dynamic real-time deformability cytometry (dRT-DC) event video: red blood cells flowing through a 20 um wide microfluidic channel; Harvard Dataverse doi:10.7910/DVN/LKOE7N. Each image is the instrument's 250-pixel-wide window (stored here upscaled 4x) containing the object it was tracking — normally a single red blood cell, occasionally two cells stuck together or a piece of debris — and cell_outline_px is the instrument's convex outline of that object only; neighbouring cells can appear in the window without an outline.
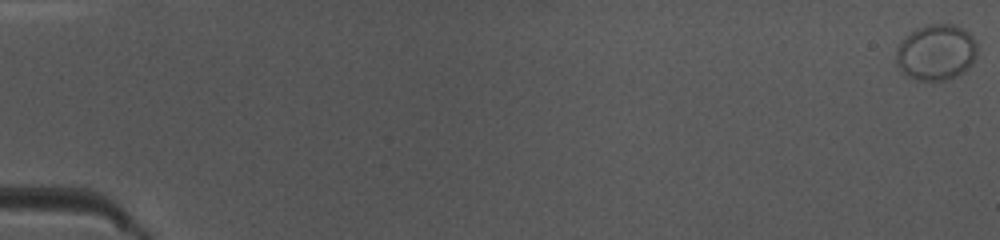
{"species": "common noctule bat (a hibernating species)", "species_latin": "Nyctalus noctula", "temperature_condition": "warm", "stored_images_in_passage": 50, "camera_frame_rate_fps": 3000, "um_per_image_px": 0.085, "animal": {"sex": "female", "body_mass_g": 10.0, "forearm_length_mm": 53.1}, "frame": {"image": 1, "passage_image": 1, "time_ms": 0.0, "image_size_px": [1000, 240], "cell_outline_px": [[976, 56], [972, 64], [964, 72], [956, 76], [944, 80], [912, 80], [896, 64], [896, 48], [900, 40], [904, 36], [916, 28], [928, 24], [952, 24], [964, 28], [972, 36], [976, 44]], "centroid_in_image_um": [79.55, 4.44], "position_along_channel_um": 5.5, "area_um2": 26.7}}
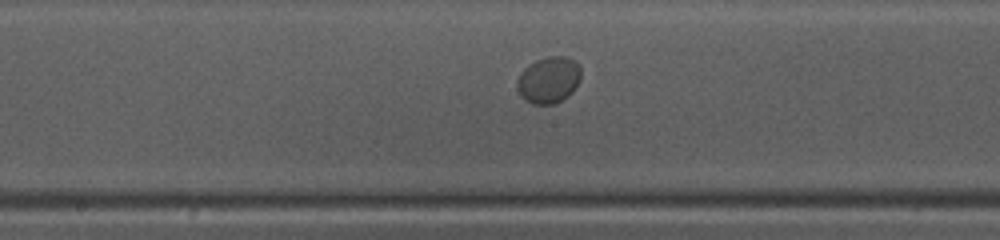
{"frame": {"image": 2, "passage_image": 27, "time_ms": 8.667, "image_size_px": [1000, 240], "cell_outline_px": [[580, 80], [572, 92], [568, 96], [552, 104], [532, 104], [524, 100], [520, 96], [516, 88], [516, 80], [520, 72], [528, 64], [536, 60], [548, 56], [568, 56], [576, 60], [580, 64]], "centroid_in_image_um": [46.62, 6.77], "position_along_channel_um": 201.6, "area_um2": 17.69}}
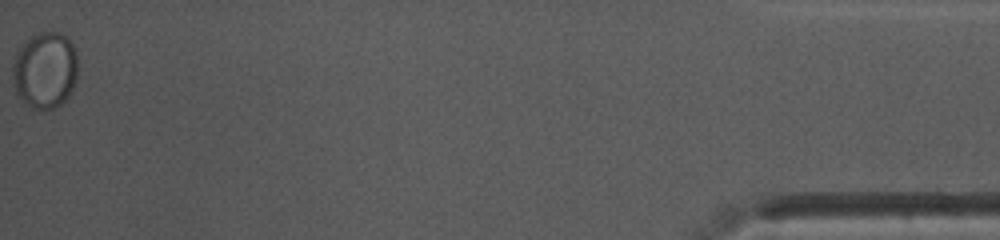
{"frame": {"image": 3, "passage_image": 50, "time_ms": 16.333, "image_size_px": [1000, 240], "cell_outline_px": [[76, 80], [68, 96], [60, 104], [44, 112], [32, 108], [16, 92], [12, 76], [12, 64], [24, 40], [36, 32], [60, 32], [76, 48]], "centroid_in_image_um": [3.81, 5.95], "position_along_channel_um": 431.4, "area_um2": 29.07}}